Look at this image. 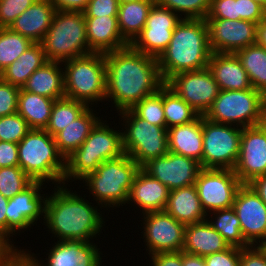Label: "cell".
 <instances>
[{
  "mask_svg": "<svg viewBox=\"0 0 266 266\" xmlns=\"http://www.w3.org/2000/svg\"><path fill=\"white\" fill-rule=\"evenodd\" d=\"M156 0L119 4L117 20L122 37L131 44L146 25L149 12Z\"/></svg>",
  "mask_w": 266,
  "mask_h": 266,
  "instance_id": "33",
  "label": "cell"
},
{
  "mask_svg": "<svg viewBox=\"0 0 266 266\" xmlns=\"http://www.w3.org/2000/svg\"><path fill=\"white\" fill-rule=\"evenodd\" d=\"M206 18L240 20L238 0H211Z\"/></svg>",
  "mask_w": 266,
  "mask_h": 266,
  "instance_id": "45",
  "label": "cell"
},
{
  "mask_svg": "<svg viewBox=\"0 0 266 266\" xmlns=\"http://www.w3.org/2000/svg\"><path fill=\"white\" fill-rule=\"evenodd\" d=\"M124 154L122 132L109 128L100 120L80 147L65 159L63 183L72 178L81 180L104 161Z\"/></svg>",
  "mask_w": 266,
  "mask_h": 266,
  "instance_id": "4",
  "label": "cell"
},
{
  "mask_svg": "<svg viewBox=\"0 0 266 266\" xmlns=\"http://www.w3.org/2000/svg\"><path fill=\"white\" fill-rule=\"evenodd\" d=\"M212 53H233L256 43L257 23L247 20L205 18Z\"/></svg>",
  "mask_w": 266,
  "mask_h": 266,
  "instance_id": "17",
  "label": "cell"
},
{
  "mask_svg": "<svg viewBox=\"0 0 266 266\" xmlns=\"http://www.w3.org/2000/svg\"><path fill=\"white\" fill-rule=\"evenodd\" d=\"M33 42L13 32L9 27L0 28V73L29 48Z\"/></svg>",
  "mask_w": 266,
  "mask_h": 266,
  "instance_id": "38",
  "label": "cell"
},
{
  "mask_svg": "<svg viewBox=\"0 0 266 266\" xmlns=\"http://www.w3.org/2000/svg\"><path fill=\"white\" fill-rule=\"evenodd\" d=\"M118 8V0H89L83 13L84 17L117 16Z\"/></svg>",
  "mask_w": 266,
  "mask_h": 266,
  "instance_id": "47",
  "label": "cell"
},
{
  "mask_svg": "<svg viewBox=\"0 0 266 266\" xmlns=\"http://www.w3.org/2000/svg\"><path fill=\"white\" fill-rule=\"evenodd\" d=\"M65 97L89 106L106 99V61L103 53H90L63 62Z\"/></svg>",
  "mask_w": 266,
  "mask_h": 266,
  "instance_id": "8",
  "label": "cell"
},
{
  "mask_svg": "<svg viewBox=\"0 0 266 266\" xmlns=\"http://www.w3.org/2000/svg\"><path fill=\"white\" fill-rule=\"evenodd\" d=\"M125 129L123 149L141 168L150 160L163 156L168 150L166 126H156L137 117L130 109L120 111Z\"/></svg>",
  "mask_w": 266,
  "mask_h": 266,
  "instance_id": "9",
  "label": "cell"
},
{
  "mask_svg": "<svg viewBox=\"0 0 266 266\" xmlns=\"http://www.w3.org/2000/svg\"><path fill=\"white\" fill-rule=\"evenodd\" d=\"M165 211L184 225L207 220L195 185L170 191Z\"/></svg>",
  "mask_w": 266,
  "mask_h": 266,
  "instance_id": "28",
  "label": "cell"
},
{
  "mask_svg": "<svg viewBox=\"0 0 266 266\" xmlns=\"http://www.w3.org/2000/svg\"><path fill=\"white\" fill-rule=\"evenodd\" d=\"M15 248L12 242L9 244L0 236V262Z\"/></svg>",
  "mask_w": 266,
  "mask_h": 266,
  "instance_id": "58",
  "label": "cell"
},
{
  "mask_svg": "<svg viewBox=\"0 0 266 266\" xmlns=\"http://www.w3.org/2000/svg\"><path fill=\"white\" fill-rule=\"evenodd\" d=\"M19 167L33 180L63 183L65 158L46 130L31 129L18 143Z\"/></svg>",
  "mask_w": 266,
  "mask_h": 266,
  "instance_id": "5",
  "label": "cell"
},
{
  "mask_svg": "<svg viewBox=\"0 0 266 266\" xmlns=\"http://www.w3.org/2000/svg\"><path fill=\"white\" fill-rule=\"evenodd\" d=\"M8 200L0 193V236L6 240V209Z\"/></svg>",
  "mask_w": 266,
  "mask_h": 266,
  "instance_id": "55",
  "label": "cell"
},
{
  "mask_svg": "<svg viewBox=\"0 0 266 266\" xmlns=\"http://www.w3.org/2000/svg\"><path fill=\"white\" fill-rule=\"evenodd\" d=\"M249 185L266 205V174L254 178Z\"/></svg>",
  "mask_w": 266,
  "mask_h": 266,
  "instance_id": "54",
  "label": "cell"
},
{
  "mask_svg": "<svg viewBox=\"0 0 266 266\" xmlns=\"http://www.w3.org/2000/svg\"><path fill=\"white\" fill-rule=\"evenodd\" d=\"M138 2V1H144V0H118L119 4H125L130 2Z\"/></svg>",
  "mask_w": 266,
  "mask_h": 266,
  "instance_id": "61",
  "label": "cell"
},
{
  "mask_svg": "<svg viewBox=\"0 0 266 266\" xmlns=\"http://www.w3.org/2000/svg\"><path fill=\"white\" fill-rule=\"evenodd\" d=\"M142 169L170 191L194 185L202 169L196 160L173 152L150 160Z\"/></svg>",
  "mask_w": 266,
  "mask_h": 266,
  "instance_id": "18",
  "label": "cell"
},
{
  "mask_svg": "<svg viewBox=\"0 0 266 266\" xmlns=\"http://www.w3.org/2000/svg\"><path fill=\"white\" fill-rule=\"evenodd\" d=\"M105 61L106 100L113 99L119 112L131 109L165 84L157 58L143 54L131 45L105 53Z\"/></svg>",
  "mask_w": 266,
  "mask_h": 266,
  "instance_id": "1",
  "label": "cell"
},
{
  "mask_svg": "<svg viewBox=\"0 0 266 266\" xmlns=\"http://www.w3.org/2000/svg\"><path fill=\"white\" fill-rule=\"evenodd\" d=\"M235 54L246 70L251 86L266 95V48L255 43Z\"/></svg>",
  "mask_w": 266,
  "mask_h": 266,
  "instance_id": "34",
  "label": "cell"
},
{
  "mask_svg": "<svg viewBox=\"0 0 266 266\" xmlns=\"http://www.w3.org/2000/svg\"><path fill=\"white\" fill-rule=\"evenodd\" d=\"M202 130L201 168L234 169L239 156L242 128L216 123L202 116Z\"/></svg>",
  "mask_w": 266,
  "mask_h": 266,
  "instance_id": "11",
  "label": "cell"
},
{
  "mask_svg": "<svg viewBox=\"0 0 266 266\" xmlns=\"http://www.w3.org/2000/svg\"><path fill=\"white\" fill-rule=\"evenodd\" d=\"M264 94L254 88L246 90H220L205 118L216 123L241 128L257 126L261 119Z\"/></svg>",
  "mask_w": 266,
  "mask_h": 266,
  "instance_id": "10",
  "label": "cell"
},
{
  "mask_svg": "<svg viewBox=\"0 0 266 266\" xmlns=\"http://www.w3.org/2000/svg\"><path fill=\"white\" fill-rule=\"evenodd\" d=\"M182 266H206L204 257L182 252Z\"/></svg>",
  "mask_w": 266,
  "mask_h": 266,
  "instance_id": "57",
  "label": "cell"
},
{
  "mask_svg": "<svg viewBox=\"0 0 266 266\" xmlns=\"http://www.w3.org/2000/svg\"><path fill=\"white\" fill-rule=\"evenodd\" d=\"M211 53L206 20L182 18L157 59L164 83L178 73L207 68Z\"/></svg>",
  "mask_w": 266,
  "mask_h": 266,
  "instance_id": "3",
  "label": "cell"
},
{
  "mask_svg": "<svg viewBox=\"0 0 266 266\" xmlns=\"http://www.w3.org/2000/svg\"><path fill=\"white\" fill-rule=\"evenodd\" d=\"M156 3L173 12L182 13L185 19H205L211 4V0H156Z\"/></svg>",
  "mask_w": 266,
  "mask_h": 266,
  "instance_id": "41",
  "label": "cell"
},
{
  "mask_svg": "<svg viewBox=\"0 0 266 266\" xmlns=\"http://www.w3.org/2000/svg\"><path fill=\"white\" fill-rule=\"evenodd\" d=\"M240 20L258 23L266 16V10L253 0H238Z\"/></svg>",
  "mask_w": 266,
  "mask_h": 266,
  "instance_id": "49",
  "label": "cell"
},
{
  "mask_svg": "<svg viewBox=\"0 0 266 266\" xmlns=\"http://www.w3.org/2000/svg\"><path fill=\"white\" fill-rule=\"evenodd\" d=\"M32 182L19 166L0 168V193L7 199L19 194Z\"/></svg>",
  "mask_w": 266,
  "mask_h": 266,
  "instance_id": "40",
  "label": "cell"
},
{
  "mask_svg": "<svg viewBox=\"0 0 266 266\" xmlns=\"http://www.w3.org/2000/svg\"><path fill=\"white\" fill-rule=\"evenodd\" d=\"M48 255L46 266H100L101 256L95 243L84 241H57ZM35 266L41 265L34 258ZM39 262V263H38Z\"/></svg>",
  "mask_w": 266,
  "mask_h": 266,
  "instance_id": "21",
  "label": "cell"
},
{
  "mask_svg": "<svg viewBox=\"0 0 266 266\" xmlns=\"http://www.w3.org/2000/svg\"><path fill=\"white\" fill-rule=\"evenodd\" d=\"M31 128L19 113L0 117V141L19 143Z\"/></svg>",
  "mask_w": 266,
  "mask_h": 266,
  "instance_id": "42",
  "label": "cell"
},
{
  "mask_svg": "<svg viewBox=\"0 0 266 266\" xmlns=\"http://www.w3.org/2000/svg\"><path fill=\"white\" fill-rule=\"evenodd\" d=\"M47 62L46 56L40 43H33L18 60L6 67L0 78L13 86L22 88L31 74Z\"/></svg>",
  "mask_w": 266,
  "mask_h": 266,
  "instance_id": "31",
  "label": "cell"
},
{
  "mask_svg": "<svg viewBox=\"0 0 266 266\" xmlns=\"http://www.w3.org/2000/svg\"><path fill=\"white\" fill-rule=\"evenodd\" d=\"M206 266H240V248L229 246L221 252L204 257Z\"/></svg>",
  "mask_w": 266,
  "mask_h": 266,
  "instance_id": "46",
  "label": "cell"
},
{
  "mask_svg": "<svg viewBox=\"0 0 266 266\" xmlns=\"http://www.w3.org/2000/svg\"><path fill=\"white\" fill-rule=\"evenodd\" d=\"M256 44L266 48V16L257 23Z\"/></svg>",
  "mask_w": 266,
  "mask_h": 266,
  "instance_id": "56",
  "label": "cell"
},
{
  "mask_svg": "<svg viewBox=\"0 0 266 266\" xmlns=\"http://www.w3.org/2000/svg\"><path fill=\"white\" fill-rule=\"evenodd\" d=\"M24 250H12L1 262L0 266H35L33 254Z\"/></svg>",
  "mask_w": 266,
  "mask_h": 266,
  "instance_id": "51",
  "label": "cell"
},
{
  "mask_svg": "<svg viewBox=\"0 0 266 266\" xmlns=\"http://www.w3.org/2000/svg\"><path fill=\"white\" fill-rule=\"evenodd\" d=\"M259 125L266 130V95L264 96L261 108V119Z\"/></svg>",
  "mask_w": 266,
  "mask_h": 266,
  "instance_id": "59",
  "label": "cell"
},
{
  "mask_svg": "<svg viewBox=\"0 0 266 266\" xmlns=\"http://www.w3.org/2000/svg\"><path fill=\"white\" fill-rule=\"evenodd\" d=\"M19 90L20 88L0 78V117L17 113Z\"/></svg>",
  "mask_w": 266,
  "mask_h": 266,
  "instance_id": "44",
  "label": "cell"
},
{
  "mask_svg": "<svg viewBox=\"0 0 266 266\" xmlns=\"http://www.w3.org/2000/svg\"><path fill=\"white\" fill-rule=\"evenodd\" d=\"M165 84L202 116L220 93L219 85L208 68L178 73Z\"/></svg>",
  "mask_w": 266,
  "mask_h": 266,
  "instance_id": "13",
  "label": "cell"
},
{
  "mask_svg": "<svg viewBox=\"0 0 266 266\" xmlns=\"http://www.w3.org/2000/svg\"><path fill=\"white\" fill-rule=\"evenodd\" d=\"M63 187L57 186L53 195L46 197L45 226L59 241L90 242L103 227L101 214L83 197Z\"/></svg>",
  "mask_w": 266,
  "mask_h": 266,
  "instance_id": "2",
  "label": "cell"
},
{
  "mask_svg": "<svg viewBox=\"0 0 266 266\" xmlns=\"http://www.w3.org/2000/svg\"><path fill=\"white\" fill-rule=\"evenodd\" d=\"M170 190L167 186L152 178L142 168L137 172L128 197L142 209V213L164 211Z\"/></svg>",
  "mask_w": 266,
  "mask_h": 266,
  "instance_id": "25",
  "label": "cell"
},
{
  "mask_svg": "<svg viewBox=\"0 0 266 266\" xmlns=\"http://www.w3.org/2000/svg\"><path fill=\"white\" fill-rule=\"evenodd\" d=\"M56 11L47 0H37L18 16L9 28L33 43H40L50 28Z\"/></svg>",
  "mask_w": 266,
  "mask_h": 266,
  "instance_id": "23",
  "label": "cell"
},
{
  "mask_svg": "<svg viewBox=\"0 0 266 266\" xmlns=\"http://www.w3.org/2000/svg\"><path fill=\"white\" fill-rule=\"evenodd\" d=\"M234 172L242 184L266 174V130L260 125L242 128Z\"/></svg>",
  "mask_w": 266,
  "mask_h": 266,
  "instance_id": "19",
  "label": "cell"
},
{
  "mask_svg": "<svg viewBox=\"0 0 266 266\" xmlns=\"http://www.w3.org/2000/svg\"><path fill=\"white\" fill-rule=\"evenodd\" d=\"M168 150L200 163L203 153L202 115L194 121L167 129Z\"/></svg>",
  "mask_w": 266,
  "mask_h": 266,
  "instance_id": "26",
  "label": "cell"
},
{
  "mask_svg": "<svg viewBox=\"0 0 266 266\" xmlns=\"http://www.w3.org/2000/svg\"><path fill=\"white\" fill-rule=\"evenodd\" d=\"M181 16L157 3L151 8L142 32L130 44L135 50L159 58L166 50Z\"/></svg>",
  "mask_w": 266,
  "mask_h": 266,
  "instance_id": "14",
  "label": "cell"
},
{
  "mask_svg": "<svg viewBox=\"0 0 266 266\" xmlns=\"http://www.w3.org/2000/svg\"><path fill=\"white\" fill-rule=\"evenodd\" d=\"M54 101V99L20 88L17 113L25 119L31 129L45 130L50 120Z\"/></svg>",
  "mask_w": 266,
  "mask_h": 266,
  "instance_id": "32",
  "label": "cell"
},
{
  "mask_svg": "<svg viewBox=\"0 0 266 266\" xmlns=\"http://www.w3.org/2000/svg\"><path fill=\"white\" fill-rule=\"evenodd\" d=\"M151 259L153 266H182V251L152 254Z\"/></svg>",
  "mask_w": 266,
  "mask_h": 266,
  "instance_id": "52",
  "label": "cell"
},
{
  "mask_svg": "<svg viewBox=\"0 0 266 266\" xmlns=\"http://www.w3.org/2000/svg\"><path fill=\"white\" fill-rule=\"evenodd\" d=\"M57 61H47L35 70L23 90L58 100L65 97L63 70Z\"/></svg>",
  "mask_w": 266,
  "mask_h": 266,
  "instance_id": "29",
  "label": "cell"
},
{
  "mask_svg": "<svg viewBox=\"0 0 266 266\" xmlns=\"http://www.w3.org/2000/svg\"><path fill=\"white\" fill-rule=\"evenodd\" d=\"M144 234L149 255L182 251L185 225L164 211L143 213Z\"/></svg>",
  "mask_w": 266,
  "mask_h": 266,
  "instance_id": "16",
  "label": "cell"
},
{
  "mask_svg": "<svg viewBox=\"0 0 266 266\" xmlns=\"http://www.w3.org/2000/svg\"><path fill=\"white\" fill-rule=\"evenodd\" d=\"M220 90H246L253 88L246 70L236 54L211 53L207 67Z\"/></svg>",
  "mask_w": 266,
  "mask_h": 266,
  "instance_id": "24",
  "label": "cell"
},
{
  "mask_svg": "<svg viewBox=\"0 0 266 266\" xmlns=\"http://www.w3.org/2000/svg\"><path fill=\"white\" fill-rule=\"evenodd\" d=\"M88 47L92 53H108L130 45L121 35L117 16L84 17Z\"/></svg>",
  "mask_w": 266,
  "mask_h": 266,
  "instance_id": "22",
  "label": "cell"
},
{
  "mask_svg": "<svg viewBox=\"0 0 266 266\" xmlns=\"http://www.w3.org/2000/svg\"><path fill=\"white\" fill-rule=\"evenodd\" d=\"M40 44L47 61L64 62L92 53L84 13L57 10Z\"/></svg>",
  "mask_w": 266,
  "mask_h": 266,
  "instance_id": "7",
  "label": "cell"
},
{
  "mask_svg": "<svg viewBox=\"0 0 266 266\" xmlns=\"http://www.w3.org/2000/svg\"><path fill=\"white\" fill-rule=\"evenodd\" d=\"M163 110L166 128L194 121L199 114L166 84L163 85Z\"/></svg>",
  "mask_w": 266,
  "mask_h": 266,
  "instance_id": "36",
  "label": "cell"
},
{
  "mask_svg": "<svg viewBox=\"0 0 266 266\" xmlns=\"http://www.w3.org/2000/svg\"><path fill=\"white\" fill-rule=\"evenodd\" d=\"M58 11L84 12L89 0H47Z\"/></svg>",
  "mask_w": 266,
  "mask_h": 266,
  "instance_id": "53",
  "label": "cell"
},
{
  "mask_svg": "<svg viewBox=\"0 0 266 266\" xmlns=\"http://www.w3.org/2000/svg\"><path fill=\"white\" fill-rule=\"evenodd\" d=\"M42 183L33 181L27 188L8 200L6 241L9 244L10 234L13 236L17 230L34 225L33 223L40 218V215L45 213L46 198L40 194Z\"/></svg>",
  "mask_w": 266,
  "mask_h": 266,
  "instance_id": "20",
  "label": "cell"
},
{
  "mask_svg": "<svg viewBox=\"0 0 266 266\" xmlns=\"http://www.w3.org/2000/svg\"><path fill=\"white\" fill-rule=\"evenodd\" d=\"M140 166L127 154L106 160L83 179L102 207L128 203L129 192ZM104 204V205H103ZM119 204V205H118Z\"/></svg>",
  "mask_w": 266,
  "mask_h": 266,
  "instance_id": "6",
  "label": "cell"
},
{
  "mask_svg": "<svg viewBox=\"0 0 266 266\" xmlns=\"http://www.w3.org/2000/svg\"><path fill=\"white\" fill-rule=\"evenodd\" d=\"M91 110L92 108H88L54 136L57 149L65 159L80 147L90 135L91 130L101 120Z\"/></svg>",
  "mask_w": 266,
  "mask_h": 266,
  "instance_id": "30",
  "label": "cell"
},
{
  "mask_svg": "<svg viewBox=\"0 0 266 266\" xmlns=\"http://www.w3.org/2000/svg\"><path fill=\"white\" fill-rule=\"evenodd\" d=\"M232 208L245 241L250 246H266V205L249 184H242L239 188Z\"/></svg>",
  "mask_w": 266,
  "mask_h": 266,
  "instance_id": "15",
  "label": "cell"
},
{
  "mask_svg": "<svg viewBox=\"0 0 266 266\" xmlns=\"http://www.w3.org/2000/svg\"><path fill=\"white\" fill-rule=\"evenodd\" d=\"M137 117L156 126H166L163 110V86L154 94L144 97L130 109Z\"/></svg>",
  "mask_w": 266,
  "mask_h": 266,
  "instance_id": "39",
  "label": "cell"
},
{
  "mask_svg": "<svg viewBox=\"0 0 266 266\" xmlns=\"http://www.w3.org/2000/svg\"><path fill=\"white\" fill-rule=\"evenodd\" d=\"M229 246L207 220L185 225L184 253L205 257Z\"/></svg>",
  "mask_w": 266,
  "mask_h": 266,
  "instance_id": "27",
  "label": "cell"
},
{
  "mask_svg": "<svg viewBox=\"0 0 266 266\" xmlns=\"http://www.w3.org/2000/svg\"><path fill=\"white\" fill-rule=\"evenodd\" d=\"M240 266H266V246L240 248Z\"/></svg>",
  "mask_w": 266,
  "mask_h": 266,
  "instance_id": "48",
  "label": "cell"
},
{
  "mask_svg": "<svg viewBox=\"0 0 266 266\" xmlns=\"http://www.w3.org/2000/svg\"><path fill=\"white\" fill-rule=\"evenodd\" d=\"M266 10V0H253Z\"/></svg>",
  "mask_w": 266,
  "mask_h": 266,
  "instance_id": "60",
  "label": "cell"
},
{
  "mask_svg": "<svg viewBox=\"0 0 266 266\" xmlns=\"http://www.w3.org/2000/svg\"><path fill=\"white\" fill-rule=\"evenodd\" d=\"M194 185L201 206L205 213L209 215L208 212L210 211L231 208L242 183L233 169L202 168Z\"/></svg>",
  "mask_w": 266,
  "mask_h": 266,
  "instance_id": "12",
  "label": "cell"
},
{
  "mask_svg": "<svg viewBox=\"0 0 266 266\" xmlns=\"http://www.w3.org/2000/svg\"><path fill=\"white\" fill-rule=\"evenodd\" d=\"M88 108L89 106L87 104L66 97L55 100L51 110L50 120L45 130L54 137Z\"/></svg>",
  "mask_w": 266,
  "mask_h": 266,
  "instance_id": "35",
  "label": "cell"
},
{
  "mask_svg": "<svg viewBox=\"0 0 266 266\" xmlns=\"http://www.w3.org/2000/svg\"><path fill=\"white\" fill-rule=\"evenodd\" d=\"M37 0H0V28H8Z\"/></svg>",
  "mask_w": 266,
  "mask_h": 266,
  "instance_id": "43",
  "label": "cell"
},
{
  "mask_svg": "<svg viewBox=\"0 0 266 266\" xmlns=\"http://www.w3.org/2000/svg\"><path fill=\"white\" fill-rule=\"evenodd\" d=\"M19 166L18 143L0 141V168Z\"/></svg>",
  "mask_w": 266,
  "mask_h": 266,
  "instance_id": "50",
  "label": "cell"
},
{
  "mask_svg": "<svg viewBox=\"0 0 266 266\" xmlns=\"http://www.w3.org/2000/svg\"><path fill=\"white\" fill-rule=\"evenodd\" d=\"M212 214L216 216V221L214 219H210L213 221H209L207 219L208 223L223 237V239L230 246H236L239 248H246L250 246L241 234L240 222L237 214L235 213V210L232 207L228 209L213 211Z\"/></svg>",
  "mask_w": 266,
  "mask_h": 266,
  "instance_id": "37",
  "label": "cell"
}]
</instances>
